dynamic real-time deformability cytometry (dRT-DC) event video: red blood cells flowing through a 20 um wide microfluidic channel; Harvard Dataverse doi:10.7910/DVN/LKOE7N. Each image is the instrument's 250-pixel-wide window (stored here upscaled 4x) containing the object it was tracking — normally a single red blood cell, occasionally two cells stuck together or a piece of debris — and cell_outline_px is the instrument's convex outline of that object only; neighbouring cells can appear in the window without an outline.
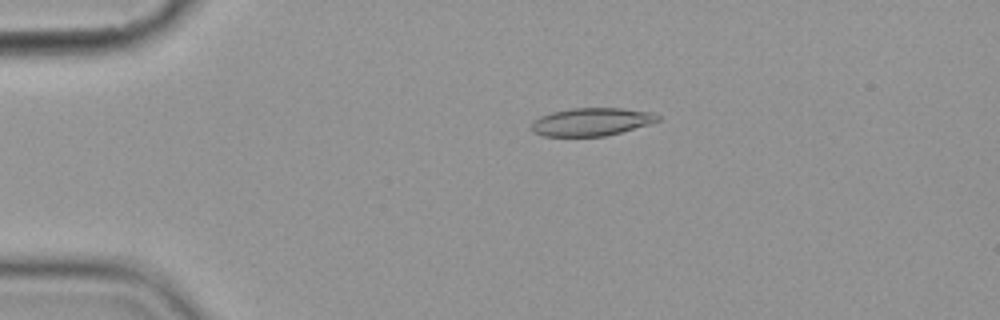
{"species": "common noctule bat (a hibernating species)", "species_latin": "Nyctalus noctula", "temperature_condition": "cold", "stored_images_in_passage": 4, "camera_frame_rate_fps": 3000, "um_per_image_px": 0.085, "animal": {"sex": "female", "body_mass_g": 19.9}, "frame": {"image": 1, "passage_image": 2, "time_ms": 1.333, "image_size_px": [1000, 320], "cell_outline_px": [[660, 120], [648, 124], [620, 132], [604, 136], [544, 136], [532, 132], [532, 124], [540, 116], [552, 112], [572, 108], [620, 108], [652, 112], [660, 116]], "centroid_in_image_um": [50.27, 10.35], "position_along_channel_um": 34.7, "area_um2": 20.35}}
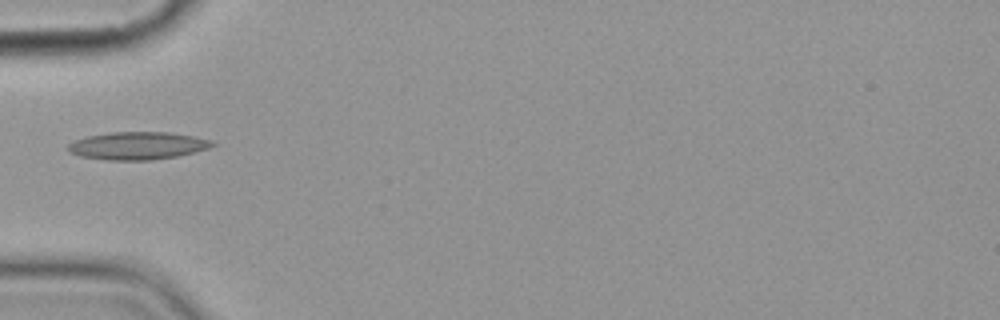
{"frame": {"image": 2, "passage_image": 4, "time_ms": 3.667, "image_size_px": [1000, 320], "cell_outline_px": [[216, 144], [208, 148], [176, 156], [152, 160], [108, 160], [80, 156], [68, 152], [68, 144], [72, 140], [88, 136], [112, 132], [168, 132], [192, 136], [212, 140]], "centroid_in_image_um": [11.65, 12.38], "position_along_channel_um": 73.3, "area_um2": 23.18}}